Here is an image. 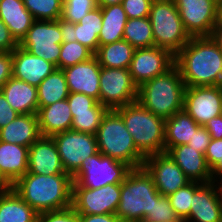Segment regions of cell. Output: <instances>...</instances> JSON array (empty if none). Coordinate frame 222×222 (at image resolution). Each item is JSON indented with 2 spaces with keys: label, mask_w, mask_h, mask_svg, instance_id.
Here are the masks:
<instances>
[{
  "label": "cell",
  "mask_w": 222,
  "mask_h": 222,
  "mask_svg": "<svg viewBox=\"0 0 222 222\" xmlns=\"http://www.w3.org/2000/svg\"><path fill=\"white\" fill-rule=\"evenodd\" d=\"M186 87L222 86V50L210 36L191 37L175 55Z\"/></svg>",
  "instance_id": "cell-1"
},
{
  "label": "cell",
  "mask_w": 222,
  "mask_h": 222,
  "mask_svg": "<svg viewBox=\"0 0 222 222\" xmlns=\"http://www.w3.org/2000/svg\"><path fill=\"white\" fill-rule=\"evenodd\" d=\"M12 188L38 213L72 206L73 180L69 174L36 175L27 172Z\"/></svg>",
  "instance_id": "cell-2"
},
{
  "label": "cell",
  "mask_w": 222,
  "mask_h": 222,
  "mask_svg": "<svg viewBox=\"0 0 222 222\" xmlns=\"http://www.w3.org/2000/svg\"><path fill=\"white\" fill-rule=\"evenodd\" d=\"M185 83L179 68L174 65L138 87L137 101L148 111L164 120L183 110Z\"/></svg>",
  "instance_id": "cell-3"
},
{
  "label": "cell",
  "mask_w": 222,
  "mask_h": 222,
  "mask_svg": "<svg viewBox=\"0 0 222 222\" xmlns=\"http://www.w3.org/2000/svg\"><path fill=\"white\" fill-rule=\"evenodd\" d=\"M162 195L152 176L142 166L132 168L121 183V196L115 215L122 221L144 219L152 213L154 202Z\"/></svg>",
  "instance_id": "cell-4"
},
{
  "label": "cell",
  "mask_w": 222,
  "mask_h": 222,
  "mask_svg": "<svg viewBox=\"0 0 222 222\" xmlns=\"http://www.w3.org/2000/svg\"><path fill=\"white\" fill-rule=\"evenodd\" d=\"M132 135L136 148L146 157L164 153L165 120L144 108L138 101L115 109Z\"/></svg>",
  "instance_id": "cell-5"
},
{
  "label": "cell",
  "mask_w": 222,
  "mask_h": 222,
  "mask_svg": "<svg viewBox=\"0 0 222 222\" xmlns=\"http://www.w3.org/2000/svg\"><path fill=\"white\" fill-rule=\"evenodd\" d=\"M98 151L104 156L124 162L131 168L143 166L145 156L136 148L132 135L115 109L103 115L96 134Z\"/></svg>",
  "instance_id": "cell-6"
},
{
  "label": "cell",
  "mask_w": 222,
  "mask_h": 222,
  "mask_svg": "<svg viewBox=\"0 0 222 222\" xmlns=\"http://www.w3.org/2000/svg\"><path fill=\"white\" fill-rule=\"evenodd\" d=\"M151 21L155 46L176 55L190 40L174 1L152 2Z\"/></svg>",
  "instance_id": "cell-7"
},
{
  "label": "cell",
  "mask_w": 222,
  "mask_h": 222,
  "mask_svg": "<svg viewBox=\"0 0 222 222\" xmlns=\"http://www.w3.org/2000/svg\"><path fill=\"white\" fill-rule=\"evenodd\" d=\"M65 38L66 28L61 20H35L19 46L59 69L61 44Z\"/></svg>",
  "instance_id": "cell-8"
},
{
  "label": "cell",
  "mask_w": 222,
  "mask_h": 222,
  "mask_svg": "<svg viewBox=\"0 0 222 222\" xmlns=\"http://www.w3.org/2000/svg\"><path fill=\"white\" fill-rule=\"evenodd\" d=\"M131 169L126 163L98 151L89 156L72 176L73 187L97 189L108 184L122 183Z\"/></svg>",
  "instance_id": "cell-9"
},
{
  "label": "cell",
  "mask_w": 222,
  "mask_h": 222,
  "mask_svg": "<svg viewBox=\"0 0 222 222\" xmlns=\"http://www.w3.org/2000/svg\"><path fill=\"white\" fill-rule=\"evenodd\" d=\"M99 85L100 103L108 110L137 101L138 87L132 81L129 68L101 66Z\"/></svg>",
  "instance_id": "cell-10"
},
{
  "label": "cell",
  "mask_w": 222,
  "mask_h": 222,
  "mask_svg": "<svg viewBox=\"0 0 222 222\" xmlns=\"http://www.w3.org/2000/svg\"><path fill=\"white\" fill-rule=\"evenodd\" d=\"M56 143L62 166L73 176L82 163L98 152L96 135L67 130L52 136Z\"/></svg>",
  "instance_id": "cell-11"
},
{
  "label": "cell",
  "mask_w": 222,
  "mask_h": 222,
  "mask_svg": "<svg viewBox=\"0 0 222 222\" xmlns=\"http://www.w3.org/2000/svg\"><path fill=\"white\" fill-rule=\"evenodd\" d=\"M121 196V183L91 189L73 187L72 207L78 214H115Z\"/></svg>",
  "instance_id": "cell-12"
},
{
  "label": "cell",
  "mask_w": 222,
  "mask_h": 222,
  "mask_svg": "<svg viewBox=\"0 0 222 222\" xmlns=\"http://www.w3.org/2000/svg\"><path fill=\"white\" fill-rule=\"evenodd\" d=\"M175 65V55L157 46L135 49L129 66L132 81L137 87L166 73Z\"/></svg>",
  "instance_id": "cell-13"
},
{
  "label": "cell",
  "mask_w": 222,
  "mask_h": 222,
  "mask_svg": "<svg viewBox=\"0 0 222 222\" xmlns=\"http://www.w3.org/2000/svg\"><path fill=\"white\" fill-rule=\"evenodd\" d=\"M190 37L210 36L216 23L218 0H174Z\"/></svg>",
  "instance_id": "cell-14"
},
{
  "label": "cell",
  "mask_w": 222,
  "mask_h": 222,
  "mask_svg": "<svg viewBox=\"0 0 222 222\" xmlns=\"http://www.w3.org/2000/svg\"><path fill=\"white\" fill-rule=\"evenodd\" d=\"M183 109L204 126L213 117L222 114V86L186 87Z\"/></svg>",
  "instance_id": "cell-15"
},
{
  "label": "cell",
  "mask_w": 222,
  "mask_h": 222,
  "mask_svg": "<svg viewBox=\"0 0 222 222\" xmlns=\"http://www.w3.org/2000/svg\"><path fill=\"white\" fill-rule=\"evenodd\" d=\"M143 167L152 176L157 191L163 196H169L191 182L166 152L146 156Z\"/></svg>",
  "instance_id": "cell-16"
},
{
  "label": "cell",
  "mask_w": 222,
  "mask_h": 222,
  "mask_svg": "<svg viewBox=\"0 0 222 222\" xmlns=\"http://www.w3.org/2000/svg\"><path fill=\"white\" fill-rule=\"evenodd\" d=\"M214 183L193 181L190 213L183 222H222V184Z\"/></svg>",
  "instance_id": "cell-17"
},
{
  "label": "cell",
  "mask_w": 222,
  "mask_h": 222,
  "mask_svg": "<svg viewBox=\"0 0 222 222\" xmlns=\"http://www.w3.org/2000/svg\"><path fill=\"white\" fill-rule=\"evenodd\" d=\"M63 70L69 92L83 93L100 102L101 66L95 55L83 62L66 67Z\"/></svg>",
  "instance_id": "cell-18"
},
{
  "label": "cell",
  "mask_w": 222,
  "mask_h": 222,
  "mask_svg": "<svg viewBox=\"0 0 222 222\" xmlns=\"http://www.w3.org/2000/svg\"><path fill=\"white\" fill-rule=\"evenodd\" d=\"M28 172L36 175L68 174L52 137L41 136L29 147Z\"/></svg>",
  "instance_id": "cell-19"
},
{
  "label": "cell",
  "mask_w": 222,
  "mask_h": 222,
  "mask_svg": "<svg viewBox=\"0 0 222 222\" xmlns=\"http://www.w3.org/2000/svg\"><path fill=\"white\" fill-rule=\"evenodd\" d=\"M57 67L18 46L12 51V76L37 87Z\"/></svg>",
  "instance_id": "cell-20"
},
{
  "label": "cell",
  "mask_w": 222,
  "mask_h": 222,
  "mask_svg": "<svg viewBox=\"0 0 222 222\" xmlns=\"http://www.w3.org/2000/svg\"><path fill=\"white\" fill-rule=\"evenodd\" d=\"M167 153L191 181L212 182L211 169L205 155L197 149L184 144L172 147Z\"/></svg>",
  "instance_id": "cell-21"
},
{
  "label": "cell",
  "mask_w": 222,
  "mask_h": 222,
  "mask_svg": "<svg viewBox=\"0 0 222 222\" xmlns=\"http://www.w3.org/2000/svg\"><path fill=\"white\" fill-rule=\"evenodd\" d=\"M66 38L78 41L94 54L99 47V34L102 29V10L98 6L85 15L78 23L65 24Z\"/></svg>",
  "instance_id": "cell-22"
},
{
  "label": "cell",
  "mask_w": 222,
  "mask_h": 222,
  "mask_svg": "<svg viewBox=\"0 0 222 222\" xmlns=\"http://www.w3.org/2000/svg\"><path fill=\"white\" fill-rule=\"evenodd\" d=\"M40 133L43 137L71 129L73 117L67 99L55 102L37 111Z\"/></svg>",
  "instance_id": "cell-23"
},
{
  "label": "cell",
  "mask_w": 222,
  "mask_h": 222,
  "mask_svg": "<svg viewBox=\"0 0 222 222\" xmlns=\"http://www.w3.org/2000/svg\"><path fill=\"white\" fill-rule=\"evenodd\" d=\"M0 91L17 113L37 114L39 109L37 87L12 76Z\"/></svg>",
  "instance_id": "cell-24"
},
{
  "label": "cell",
  "mask_w": 222,
  "mask_h": 222,
  "mask_svg": "<svg viewBox=\"0 0 222 222\" xmlns=\"http://www.w3.org/2000/svg\"><path fill=\"white\" fill-rule=\"evenodd\" d=\"M37 114H19L0 129V141L30 147L41 137Z\"/></svg>",
  "instance_id": "cell-25"
},
{
  "label": "cell",
  "mask_w": 222,
  "mask_h": 222,
  "mask_svg": "<svg viewBox=\"0 0 222 222\" xmlns=\"http://www.w3.org/2000/svg\"><path fill=\"white\" fill-rule=\"evenodd\" d=\"M29 147L0 141V173L13 185L28 172Z\"/></svg>",
  "instance_id": "cell-26"
},
{
  "label": "cell",
  "mask_w": 222,
  "mask_h": 222,
  "mask_svg": "<svg viewBox=\"0 0 222 222\" xmlns=\"http://www.w3.org/2000/svg\"><path fill=\"white\" fill-rule=\"evenodd\" d=\"M0 19L18 43L26 36L35 21L24 6L23 0H1Z\"/></svg>",
  "instance_id": "cell-27"
},
{
  "label": "cell",
  "mask_w": 222,
  "mask_h": 222,
  "mask_svg": "<svg viewBox=\"0 0 222 222\" xmlns=\"http://www.w3.org/2000/svg\"><path fill=\"white\" fill-rule=\"evenodd\" d=\"M200 125L183 109L165 120V148L168 152L172 147L188 144Z\"/></svg>",
  "instance_id": "cell-28"
},
{
  "label": "cell",
  "mask_w": 222,
  "mask_h": 222,
  "mask_svg": "<svg viewBox=\"0 0 222 222\" xmlns=\"http://www.w3.org/2000/svg\"><path fill=\"white\" fill-rule=\"evenodd\" d=\"M37 216L13 188L0 192V222H37Z\"/></svg>",
  "instance_id": "cell-29"
},
{
  "label": "cell",
  "mask_w": 222,
  "mask_h": 222,
  "mask_svg": "<svg viewBox=\"0 0 222 222\" xmlns=\"http://www.w3.org/2000/svg\"><path fill=\"white\" fill-rule=\"evenodd\" d=\"M102 29L99 46L123 40L124 27L128 21L122 4L102 6Z\"/></svg>",
  "instance_id": "cell-30"
},
{
  "label": "cell",
  "mask_w": 222,
  "mask_h": 222,
  "mask_svg": "<svg viewBox=\"0 0 222 222\" xmlns=\"http://www.w3.org/2000/svg\"><path fill=\"white\" fill-rule=\"evenodd\" d=\"M135 48L126 40L99 46L94 54L100 66L107 68H129Z\"/></svg>",
  "instance_id": "cell-31"
},
{
  "label": "cell",
  "mask_w": 222,
  "mask_h": 222,
  "mask_svg": "<svg viewBox=\"0 0 222 222\" xmlns=\"http://www.w3.org/2000/svg\"><path fill=\"white\" fill-rule=\"evenodd\" d=\"M69 93L63 70L56 68L37 86L38 107H45L67 99Z\"/></svg>",
  "instance_id": "cell-32"
},
{
  "label": "cell",
  "mask_w": 222,
  "mask_h": 222,
  "mask_svg": "<svg viewBox=\"0 0 222 222\" xmlns=\"http://www.w3.org/2000/svg\"><path fill=\"white\" fill-rule=\"evenodd\" d=\"M123 40L129 42L135 49L154 47L149 17L128 19L124 27Z\"/></svg>",
  "instance_id": "cell-33"
},
{
  "label": "cell",
  "mask_w": 222,
  "mask_h": 222,
  "mask_svg": "<svg viewBox=\"0 0 222 222\" xmlns=\"http://www.w3.org/2000/svg\"><path fill=\"white\" fill-rule=\"evenodd\" d=\"M23 3L35 20H60L63 0H23Z\"/></svg>",
  "instance_id": "cell-34"
},
{
  "label": "cell",
  "mask_w": 222,
  "mask_h": 222,
  "mask_svg": "<svg viewBox=\"0 0 222 222\" xmlns=\"http://www.w3.org/2000/svg\"><path fill=\"white\" fill-rule=\"evenodd\" d=\"M93 56L94 53L78 41H70L65 38L64 42L61 44L59 69L73 66Z\"/></svg>",
  "instance_id": "cell-35"
},
{
  "label": "cell",
  "mask_w": 222,
  "mask_h": 222,
  "mask_svg": "<svg viewBox=\"0 0 222 222\" xmlns=\"http://www.w3.org/2000/svg\"><path fill=\"white\" fill-rule=\"evenodd\" d=\"M98 6V0H63L60 20L64 24L78 23Z\"/></svg>",
  "instance_id": "cell-36"
},
{
  "label": "cell",
  "mask_w": 222,
  "mask_h": 222,
  "mask_svg": "<svg viewBox=\"0 0 222 222\" xmlns=\"http://www.w3.org/2000/svg\"><path fill=\"white\" fill-rule=\"evenodd\" d=\"M108 109H91V113L72 114V130L96 135L103 115Z\"/></svg>",
  "instance_id": "cell-37"
},
{
  "label": "cell",
  "mask_w": 222,
  "mask_h": 222,
  "mask_svg": "<svg viewBox=\"0 0 222 222\" xmlns=\"http://www.w3.org/2000/svg\"><path fill=\"white\" fill-rule=\"evenodd\" d=\"M175 214L183 222L190 213L193 198V181L167 196Z\"/></svg>",
  "instance_id": "cell-38"
},
{
  "label": "cell",
  "mask_w": 222,
  "mask_h": 222,
  "mask_svg": "<svg viewBox=\"0 0 222 222\" xmlns=\"http://www.w3.org/2000/svg\"><path fill=\"white\" fill-rule=\"evenodd\" d=\"M144 219L153 222H182L175 214L168 197L163 195L157 202H154L152 213H148Z\"/></svg>",
  "instance_id": "cell-39"
},
{
  "label": "cell",
  "mask_w": 222,
  "mask_h": 222,
  "mask_svg": "<svg viewBox=\"0 0 222 222\" xmlns=\"http://www.w3.org/2000/svg\"><path fill=\"white\" fill-rule=\"evenodd\" d=\"M67 101L72 114L91 113V109H107L96 99L83 93H69Z\"/></svg>",
  "instance_id": "cell-40"
},
{
  "label": "cell",
  "mask_w": 222,
  "mask_h": 222,
  "mask_svg": "<svg viewBox=\"0 0 222 222\" xmlns=\"http://www.w3.org/2000/svg\"><path fill=\"white\" fill-rule=\"evenodd\" d=\"M37 222H79V214L71 206L62 210L38 213Z\"/></svg>",
  "instance_id": "cell-41"
},
{
  "label": "cell",
  "mask_w": 222,
  "mask_h": 222,
  "mask_svg": "<svg viewBox=\"0 0 222 222\" xmlns=\"http://www.w3.org/2000/svg\"><path fill=\"white\" fill-rule=\"evenodd\" d=\"M152 0H123L122 6L128 19L149 17Z\"/></svg>",
  "instance_id": "cell-42"
},
{
  "label": "cell",
  "mask_w": 222,
  "mask_h": 222,
  "mask_svg": "<svg viewBox=\"0 0 222 222\" xmlns=\"http://www.w3.org/2000/svg\"><path fill=\"white\" fill-rule=\"evenodd\" d=\"M210 141L211 136L208 133L207 129L204 126L200 125L187 145L205 154Z\"/></svg>",
  "instance_id": "cell-43"
},
{
  "label": "cell",
  "mask_w": 222,
  "mask_h": 222,
  "mask_svg": "<svg viewBox=\"0 0 222 222\" xmlns=\"http://www.w3.org/2000/svg\"><path fill=\"white\" fill-rule=\"evenodd\" d=\"M19 43L10 33L6 24L0 19V52H12Z\"/></svg>",
  "instance_id": "cell-44"
},
{
  "label": "cell",
  "mask_w": 222,
  "mask_h": 222,
  "mask_svg": "<svg viewBox=\"0 0 222 222\" xmlns=\"http://www.w3.org/2000/svg\"><path fill=\"white\" fill-rule=\"evenodd\" d=\"M18 115L19 113L10 106L0 91V129L12 122Z\"/></svg>",
  "instance_id": "cell-45"
},
{
  "label": "cell",
  "mask_w": 222,
  "mask_h": 222,
  "mask_svg": "<svg viewBox=\"0 0 222 222\" xmlns=\"http://www.w3.org/2000/svg\"><path fill=\"white\" fill-rule=\"evenodd\" d=\"M204 155L211 169L220 160V157H222V139H211Z\"/></svg>",
  "instance_id": "cell-46"
},
{
  "label": "cell",
  "mask_w": 222,
  "mask_h": 222,
  "mask_svg": "<svg viewBox=\"0 0 222 222\" xmlns=\"http://www.w3.org/2000/svg\"><path fill=\"white\" fill-rule=\"evenodd\" d=\"M12 77V52H0V89Z\"/></svg>",
  "instance_id": "cell-47"
},
{
  "label": "cell",
  "mask_w": 222,
  "mask_h": 222,
  "mask_svg": "<svg viewBox=\"0 0 222 222\" xmlns=\"http://www.w3.org/2000/svg\"><path fill=\"white\" fill-rule=\"evenodd\" d=\"M204 127L210 134L211 139H222V114L206 122Z\"/></svg>",
  "instance_id": "cell-48"
},
{
  "label": "cell",
  "mask_w": 222,
  "mask_h": 222,
  "mask_svg": "<svg viewBox=\"0 0 222 222\" xmlns=\"http://www.w3.org/2000/svg\"><path fill=\"white\" fill-rule=\"evenodd\" d=\"M79 222H122L115 214H79Z\"/></svg>",
  "instance_id": "cell-49"
},
{
  "label": "cell",
  "mask_w": 222,
  "mask_h": 222,
  "mask_svg": "<svg viewBox=\"0 0 222 222\" xmlns=\"http://www.w3.org/2000/svg\"><path fill=\"white\" fill-rule=\"evenodd\" d=\"M210 38H212V40L222 50V26H214Z\"/></svg>",
  "instance_id": "cell-50"
},
{
  "label": "cell",
  "mask_w": 222,
  "mask_h": 222,
  "mask_svg": "<svg viewBox=\"0 0 222 222\" xmlns=\"http://www.w3.org/2000/svg\"><path fill=\"white\" fill-rule=\"evenodd\" d=\"M217 175V176H215ZM218 175L220 176L219 178L222 179V157H220V160L211 168V178H212V182L218 181L217 177ZM216 177V179H215ZM222 184V180L221 183Z\"/></svg>",
  "instance_id": "cell-51"
},
{
  "label": "cell",
  "mask_w": 222,
  "mask_h": 222,
  "mask_svg": "<svg viewBox=\"0 0 222 222\" xmlns=\"http://www.w3.org/2000/svg\"><path fill=\"white\" fill-rule=\"evenodd\" d=\"M214 26H222V0H218L217 3L216 23Z\"/></svg>",
  "instance_id": "cell-52"
},
{
  "label": "cell",
  "mask_w": 222,
  "mask_h": 222,
  "mask_svg": "<svg viewBox=\"0 0 222 222\" xmlns=\"http://www.w3.org/2000/svg\"><path fill=\"white\" fill-rule=\"evenodd\" d=\"M11 188H12V185L0 173V192L9 190Z\"/></svg>",
  "instance_id": "cell-53"
},
{
  "label": "cell",
  "mask_w": 222,
  "mask_h": 222,
  "mask_svg": "<svg viewBox=\"0 0 222 222\" xmlns=\"http://www.w3.org/2000/svg\"><path fill=\"white\" fill-rule=\"evenodd\" d=\"M123 0H98V5L102 6H111L116 4H122Z\"/></svg>",
  "instance_id": "cell-54"
},
{
  "label": "cell",
  "mask_w": 222,
  "mask_h": 222,
  "mask_svg": "<svg viewBox=\"0 0 222 222\" xmlns=\"http://www.w3.org/2000/svg\"><path fill=\"white\" fill-rule=\"evenodd\" d=\"M126 222H153V221H149L146 219H138V220H130V221H126Z\"/></svg>",
  "instance_id": "cell-55"
},
{
  "label": "cell",
  "mask_w": 222,
  "mask_h": 222,
  "mask_svg": "<svg viewBox=\"0 0 222 222\" xmlns=\"http://www.w3.org/2000/svg\"><path fill=\"white\" fill-rule=\"evenodd\" d=\"M161 1H174V0H152V2H161Z\"/></svg>",
  "instance_id": "cell-56"
}]
</instances>
